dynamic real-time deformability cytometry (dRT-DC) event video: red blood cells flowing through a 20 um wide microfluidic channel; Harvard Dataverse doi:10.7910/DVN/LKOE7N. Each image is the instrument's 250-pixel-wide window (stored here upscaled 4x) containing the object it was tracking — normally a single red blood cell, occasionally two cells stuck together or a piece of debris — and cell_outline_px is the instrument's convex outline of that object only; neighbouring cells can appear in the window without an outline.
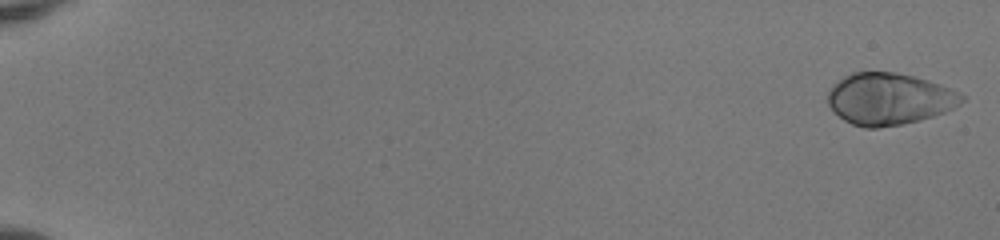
{"species": "human", "species_latin": "Homo sapiens", "temperature_condition": "room temperature", "stored_images_in_passage": 53, "camera_frame_rate_fps": 3000, "um_per_image_px": 0.085, "donor": {"sex": "female"}, "frame": {"image": 1, "passage_image": 1, "time_ms": 0.0, "image_size_px": [1000, 240], "cell_outline_px": [[964, 100], [960, 104], [944, 112], [932, 116], [900, 124], [880, 128], [864, 128], [852, 124], [844, 120], [828, 104], [828, 92], [832, 84], [844, 76], [852, 72], [896, 72], [928, 80], [940, 84], [964, 96]], "centroid_in_image_um": [75.54, 8.4], "position_along_channel_um": 9.5, "area_um2": 40.06}}
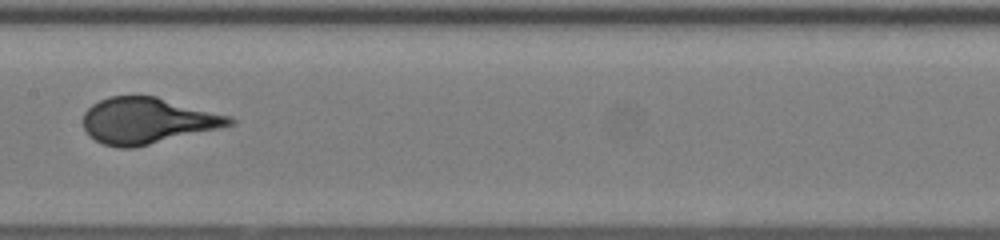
{"frame": {"image": 2, "passage_image": 30, "time_ms": 9.667, "image_size_px": [1000, 240], "cell_outline_px": [[236, 124], [220, 128], [132, 148], [120, 148], [104, 144], [88, 136], [84, 128], [84, 112], [92, 104], [108, 96], [156, 96], [232, 116], [236, 120]], "centroid_in_image_um": [12.55, 10.25], "position_along_channel_um": 194.9, "area_um2": 39.3}}
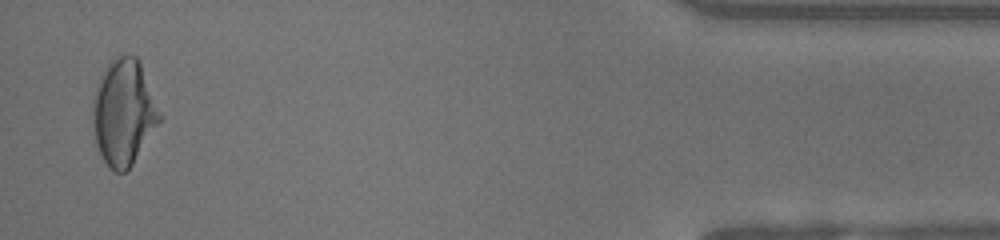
{"frame": {"image": 3, "passage_image": 52, "time_ms": 17.0, "image_size_px": [1000, 240], "cell_outline_px": [[160, 120], [132, 164], [124, 172], [112, 172], [104, 160], [96, 144], [92, 124], [92, 100], [100, 76], [104, 68], [112, 60], [120, 56], [136, 56], [140, 60], [160, 112]], "centroid_in_image_um": [10.48, 9.55], "position_along_channel_um": 424.7, "area_um2": 40.81}}